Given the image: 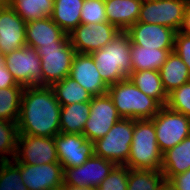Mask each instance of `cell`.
<instances>
[{
	"label": "cell",
	"instance_id": "6da1fadb",
	"mask_svg": "<svg viewBox=\"0 0 190 190\" xmlns=\"http://www.w3.org/2000/svg\"><path fill=\"white\" fill-rule=\"evenodd\" d=\"M61 104L51 86L25 87L17 121L18 135L54 137L60 133Z\"/></svg>",
	"mask_w": 190,
	"mask_h": 190
},
{
	"label": "cell",
	"instance_id": "7a4b0ae2",
	"mask_svg": "<svg viewBox=\"0 0 190 190\" xmlns=\"http://www.w3.org/2000/svg\"><path fill=\"white\" fill-rule=\"evenodd\" d=\"M130 51L129 35L121 32L102 49L91 53L101 78L108 86L127 79L132 73Z\"/></svg>",
	"mask_w": 190,
	"mask_h": 190
},
{
	"label": "cell",
	"instance_id": "3957f363",
	"mask_svg": "<svg viewBox=\"0 0 190 190\" xmlns=\"http://www.w3.org/2000/svg\"><path fill=\"white\" fill-rule=\"evenodd\" d=\"M107 93L124 119H152L162 107L154 98L144 94L129 78L109 86Z\"/></svg>",
	"mask_w": 190,
	"mask_h": 190
},
{
	"label": "cell",
	"instance_id": "277c9868",
	"mask_svg": "<svg viewBox=\"0 0 190 190\" xmlns=\"http://www.w3.org/2000/svg\"><path fill=\"white\" fill-rule=\"evenodd\" d=\"M163 153L160 151L154 123L151 119L134 120V132L129 158V169L161 170Z\"/></svg>",
	"mask_w": 190,
	"mask_h": 190
},
{
	"label": "cell",
	"instance_id": "5b68a950",
	"mask_svg": "<svg viewBox=\"0 0 190 190\" xmlns=\"http://www.w3.org/2000/svg\"><path fill=\"white\" fill-rule=\"evenodd\" d=\"M37 52L41 60L42 86H52L70 75L76 50L68 34L56 45L41 46Z\"/></svg>",
	"mask_w": 190,
	"mask_h": 190
},
{
	"label": "cell",
	"instance_id": "8992f818",
	"mask_svg": "<svg viewBox=\"0 0 190 190\" xmlns=\"http://www.w3.org/2000/svg\"><path fill=\"white\" fill-rule=\"evenodd\" d=\"M133 132L134 119L121 118L104 137L94 142V155L116 165H125L129 158Z\"/></svg>",
	"mask_w": 190,
	"mask_h": 190
},
{
	"label": "cell",
	"instance_id": "52a82bcc",
	"mask_svg": "<svg viewBox=\"0 0 190 190\" xmlns=\"http://www.w3.org/2000/svg\"><path fill=\"white\" fill-rule=\"evenodd\" d=\"M156 130V138L162 153L190 136V117L162 106L151 119Z\"/></svg>",
	"mask_w": 190,
	"mask_h": 190
},
{
	"label": "cell",
	"instance_id": "ba28073f",
	"mask_svg": "<svg viewBox=\"0 0 190 190\" xmlns=\"http://www.w3.org/2000/svg\"><path fill=\"white\" fill-rule=\"evenodd\" d=\"M189 0H143L137 22L159 24L179 31Z\"/></svg>",
	"mask_w": 190,
	"mask_h": 190
},
{
	"label": "cell",
	"instance_id": "9c48e42d",
	"mask_svg": "<svg viewBox=\"0 0 190 190\" xmlns=\"http://www.w3.org/2000/svg\"><path fill=\"white\" fill-rule=\"evenodd\" d=\"M8 71L24 87L42 86L41 60L38 52L27 45L4 55Z\"/></svg>",
	"mask_w": 190,
	"mask_h": 190
},
{
	"label": "cell",
	"instance_id": "30bf717a",
	"mask_svg": "<svg viewBox=\"0 0 190 190\" xmlns=\"http://www.w3.org/2000/svg\"><path fill=\"white\" fill-rule=\"evenodd\" d=\"M121 31L109 22L80 23L69 35L76 53L91 54L109 44Z\"/></svg>",
	"mask_w": 190,
	"mask_h": 190
},
{
	"label": "cell",
	"instance_id": "8fae6325",
	"mask_svg": "<svg viewBox=\"0 0 190 190\" xmlns=\"http://www.w3.org/2000/svg\"><path fill=\"white\" fill-rule=\"evenodd\" d=\"M120 119L121 117L108 93L93 96L83 135L87 140L95 142L104 137Z\"/></svg>",
	"mask_w": 190,
	"mask_h": 190
},
{
	"label": "cell",
	"instance_id": "7c38bea8",
	"mask_svg": "<svg viewBox=\"0 0 190 190\" xmlns=\"http://www.w3.org/2000/svg\"><path fill=\"white\" fill-rule=\"evenodd\" d=\"M116 164L93 155L78 167L65 168L63 186L69 188L98 187Z\"/></svg>",
	"mask_w": 190,
	"mask_h": 190
},
{
	"label": "cell",
	"instance_id": "4fadbf2b",
	"mask_svg": "<svg viewBox=\"0 0 190 190\" xmlns=\"http://www.w3.org/2000/svg\"><path fill=\"white\" fill-rule=\"evenodd\" d=\"M15 159L29 165L59 162L54 137L18 135Z\"/></svg>",
	"mask_w": 190,
	"mask_h": 190
},
{
	"label": "cell",
	"instance_id": "5bb4252c",
	"mask_svg": "<svg viewBox=\"0 0 190 190\" xmlns=\"http://www.w3.org/2000/svg\"><path fill=\"white\" fill-rule=\"evenodd\" d=\"M59 163L65 168L78 167L94 155V142L83 134L58 133L54 136Z\"/></svg>",
	"mask_w": 190,
	"mask_h": 190
},
{
	"label": "cell",
	"instance_id": "9a60e30c",
	"mask_svg": "<svg viewBox=\"0 0 190 190\" xmlns=\"http://www.w3.org/2000/svg\"><path fill=\"white\" fill-rule=\"evenodd\" d=\"M13 163L20 169L22 181L28 190H58L63 186L64 170L59 162L29 165L19 163L14 158Z\"/></svg>",
	"mask_w": 190,
	"mask_h": 190
},
{
	"label": "cell",
	"instance_id": "2e32d148",
	"mask_svg": "<svg viewBox=\"0 0 190 190\" xmlns=\"http://www.w3.org/2000/svg\"><path fill=\"white\" fill-rule=\"evenodd\" d=\"M125 32L134 45L144 48L174 49L176 31L169 27L136 22Z\"/></svg>",
	"mask_w": 190,
	"mask_h": 190
},
{
	"label": "cell",
	"instance_id": "e0dca14e",
	"mask_svg": "<svg viewBox=\"0 0 190 190\" xmlns=\"http://www.w3.org/2000/svg\"><path fill=\"white\" fill-rule=\"evenodd\" d=\"M26 22L9 6L0 5V50L3 55L26 46Z\"/></svg>",
	"mask_w": 190,
	"mask_h": 190
},
{
	"label": "cell",
	"instance_id": "ac0fdd59",
	"mask_svg": "<svg viewBox=\"0 0 190 190\" xmlns=\"http://www.w3.org/2000/svg\"><path fill=\"white\" fill-rule=\"evenodd\" d=\"M69 77L80 84L93 96L103 95L107 93L109 88L101 78L91 54H75Z\"/></svg>",
	"mask_w": 190,
	"mask_h": 190
},
{
	"label": "cell",
	"instance_id": "d6986e66",
	"mask_svg": "<svg viewBox=\"0 0 190 190\" xmlns=\"http://www.w3.org/2000/svg\"><path fill=\"white\" fill-rule=\"evenodd\" d=\"M66 35L51 17L26 23V45L36 50L41 46L56 45Z\"/></svg>",
	"mask_w": 190,
	"mask_h": 190
},
{
	"label": "cell",
	"instance_id": "ffe728a7",
	"mask_svg": "<svg viewBox=\"0 0 190 190\" xmlns=\"http://www.w3.org/2000/svg\"><path fill=\"white\" fill-rule=\"evenodd\" d=\"M143 0H109L105 2L107 20L121 32L138 21Z\"/></svg>",
	"mask_w": 190,
	"mask_h": 190
},
{
	"label": "cell",
	"instance_id": "44dd1931",
	"mask_svg": "<svg viewBox=\"0 0 190 190\" xmlns=\"http://www.w3.org/2000/svg\"><path fill=\"white\" fill-rule=\"evenodd\" d=\"M190 169V136L163 153L161 171L165 179L182 174Z\"/></svg>",
	"mask_w": 190,
	"mask_h": 190
},
{
	"label": "cell",
	"instance_id": "7402d4cb",
	"mask_svg": "<svg viewBox=\"0 0 190 190\" xmlns=\"http://www.w3.org/2000/svg\"><path fill=\"white\" fill-rule=\"evenodd\" d=\"M159 72L164 90L167 94L190 81V72L187 65L175 51L169 54Z\"/></svg>",
	"mask_w": 190,
	"mask_h": 190
},
{
	"label": "cell",
	"instance_id": "603a6c76",
	"mask_svg": "<svg viewBox=\"0 0 190 190\" xmlns=\"http://www.w3.org/2000/svg\"><path fill=\"white\" fill-rule=\"evenodd\" d=\"M174 49L144 48L131 43L132 71L156 70L159 71Z\"/></svg>",
	"mask_w": 190,
	"mask_h": 190
},
{
	"label": "cell",
	"instance_id": "cb8c5ba5",
	"mask_svg": "<svg viewBox=\"0 0 190 190\" xmlns=\"http://www.w3.org/2000/svg\"><path fill=\"white\" fill-rule=\"evenodd\" d=\"M84 0H54L51 19L70 34L81 23V8Z\"/></svg>",
	"mask_w": 190,
	"mask_h": 190
},
{
	"label": "cell",
	"instance_id": "d4e9b609",
	"mask_svg": "<svg viewBox=\"0 0 190 190\" xmlns=\"http://www.w3.org/2000/svg\"><path fill=\"white\" fill-rule=\"evenodd\" d=\"M128 78L146 95L166 106L168 94L164 90L160 72L156 70L132 71Z\"/></svg>",
	"mask_w": 190,
	"mask_h": 190
},
{
	"label": "cell",
	"instance_id": "484cf974",
	"mask_svg": "<svg viewBox=\"0 0 190 190\" xmlns=\"http://www.w3.org/2000/svg\"><path fill=\"white\" fill-rule=\"evenodd\" d=\"M90 102L73 103L61 106L60 132L83 134L89 118Z\"/></svg>",
	"mask_w": 190,
	"mask_h": 190
},
{
	"label": "cell",
	"instance_id": "4316f807",
	"mask_svg": "<svg viewBox=\"0 0 190 190\" xmlns=\"http://www.w3.org/2000/svg\"><path fill=\"white\" fill-rule=\"evenodd\" d=\"M8 5L28 23L50 17L54 0H9Z\"/></svg>",
	"mask_w": 190,
	"mask_h": 190
},
{
	"label": "cell",
	"instance_id": "83f0119b",
	"mask_svg": "<svg viewBox=\"0 0 190 190\" xmlns=\"http://www.w3.org/2000/svg\"><path fill=\"white\" fill-rule=\"evenodd\" d=\"M51 87L61 106L73 103L90 102L93 97L90 92L69 76L54 83Z\"/></svg>",
	"mask_w": 190,
	"mask_h": 190
},
{
	"label": "cell",
	"instance_id": "f1b7e54d",
	"mask_svg": "<svg viewBox=\"0 0 190 190\" xmlns=\"http://www.w3.org/2000/svg\"><path fill=\"white\" fill-rule=\"evenodd\" d=\"M24 86L0 89V119L17 122L20 114Z\"/></svg>",
	"mask_w": 190,
	"mask_h": 190
},
{
	"label": "cell",
	"instance_id": "f546056e",
	"mask_svg": "<svg viewBox=\"0 0 190 190\" xmlns=\"http://www.w3.org/2000/svg\"><path fill=\"white\" fill-rule=\"evenodd\" d=\"M164 179L161 170L129 169L127 190H160Z\"/></svg>",
	"mask_w": 190,
	"mask_h": 190
},
{
	"label": "cell",
	"instance_id": "4dcf8cb0",
	"mask_svg": "<svg viewBox=\"0 0 190 190\" xmlns=\"http://www.w3.org/2000/svg\"><path fill=\"white\" fill-rule=\"evenodd\" d=\"M17 139V122L0 119V162L11 161V159L13 160L15 158ZM10 156L11 159L9 158Z\"/></svg>",
	"mask_w": 190,
	"mask_h": 190
},
{
	"label": "cell",
	"instance_id": "1f68e13d",
	"mask_svg": "<svg viewBox=\"0 0 190 190\" xmlns=\"http://www.w3.org/2000/svg\"><path fill=\"white\" fill-rule=\"evenodd\" d=\"M0 190H28L12 161L0 162Z\"/></svg>",
	"mask_w": 190,
	"mask_h": 190
},
{
	"label": "cell",
	"instance_id": "d6a6232c",
	"mask_svg": "<svg viewBox=\"0 0 190 190\" xmlns=\"http://www.w3.org/2000/svg\"><path fill=\"white\" fill-rule=\"evenodd\" d=\"M169 109L190 117V81L168 94Z\"/></svg>",
	"mask_w": 190,
	"mask_h": 190
},
{
	"label": "cell",
	"instance_id": "836d02e7",
	"mask_svg": "<svg viewBox=\"0 0 190 190\" xmlns=\"http://www.w3.org/2000/svg\"><path fill=\"white\" fill-rule=\"evenodd\" d=\"M129 168L116 165L111 173L101 182L97 190H127Z\"/></svg>",
	"mask_w": 190,
	"mask_h": 190
},
{
	"label": "cell",
	"instance_id": "e575fe53",
	"mask_svg": "<svg viewBox=\"0 0 190 190\" xmlns=\"http://www.w3.org/2000/svg\"><path fill=\"white\" fill-rule=\"evenodd\" d=\"M108 22L105 3L98 0H84L81 8V23H101Z\"/></svg>",
	"mask_w": 190,
	"mask_h": 190
},
{
	"label": "cell",
	"instance_id": "d590c367",
	"mask_svg": "<svg viewBox=\"0 0 190 190\" xmlns=\"http://www.w3.org/2000/svg\"><path fill=\"white\" fill-rule=\"evenodd\" d=\"M174 51L187 65V68L190 72V36L179 31L176 32Z\"/></svg>",
	"mask_w": 190,
	"mask_h": 190
},
{
	"label": "cell",
	"instance_id": "8d00e7d4",
	"mask_svg": "<svg viewBox=\"0 0 190 190\" xmlns=\"http://www.w3.org/2000/svg\"><path fill=\"white\" fill-rule=\"evenodd\" d=\"M177 190H190V169L169 179Z\"/></svg>",
	"mask_w": 190,
	"mask_h": 190
},
{
	"label": "cell",
	"instance_id": "74e56055",
	"mask_svg": "<svg viewBox=\"0 0 190 190\" xmlns=\"http://www.w3.org/2000/svg\"><path fill=\"white\" fill-rule=\"evenodd\" d=\"M18 85L19 84L16 82L13 75L8 71L6 64L0 66V89Z\"/></svg>",
	"mask_w": 190,
	"mask_h": 190
},
{
	"label": "cell",
	"instance_id": "f35d334b",
	"mask_svg": "<svg viewBox=\"0 0 190 190\" xmlns=\"http://www.w3.org/2000/svg\"><path fill=\"white\" fill-rule=\"evenodd\" d=\"M179 32L190 36V0L185 8V14Z\"/></svg>",
	"mask_w": 190,
	"mask_h": 190
},
{
	"label": "cell",
	"instance_id": "ab89813d",
	"mask_svg": "<svg viewBox=\"0 0 190 190\" xmlns=\"http://www.w3.org/2000/svg\"><path fill=\"white\" fill-rule=\"evenodd\" d=\"M160 190H177L170 180L164 179L161 184Z\"/></svg>",
	"mask_w": 190,
	"mask_h": 190
},
{
	"label": "cell",
	"instance_id": "60d3db41",
	"mask_svg": "<svg viewBox=\"0 0 190 190\" xmlns=\"http://www.w3.org/2000/svg\"><path fill=\"white\" fill-rule=\"evenodd\" d=\"M58 190H97V188L96 187L69 188V187L62 186V188Z\"/></svg>",
	"mask_w": 190,
	"mask_h": 190
},
{
	"label": "cell",
	"instance_id": "b9f144b4",
	"mask_svg": "<svg viewBox=\"0 0 190 190\" xmlns=\"http://www.w3.org/2000/svg\"><path fill=\"white\" fill-rule=\"evenodd\" d=\"M4 65H5V58L2 51L0 50V66H4Z\"/></svg>",
	"mask_w": 190,
	"mask_h": 190
},
{
	"label": "cell",
	"instance_id": "7bdbcfd3",
	"mask_svg": "<svg viewBox=\"0 0 190 190\" xmlns=\"http://www.w3.org/2000/svg\"><path fill=\"white\" fill-rule=\"evenodd\" d=\"M9 0H0V5H8Z\"/></svg>",
	"mask_w": 190,
	"mask_h": 190
},
{
	"label": "cell",
	"instance_id": "ee69618b",
	"mask_svg": "<svg viewBox=\"0 0 190 190\" xmlns=\"http://www.w3.org/2000/svg\"><path fill=\"white\" fill-rule=\"evenodd\" d=\"M98 1L105 3V2H107L109 0H98Z\"/></svg>",
	"mask_w": 190,
	"mask_h": 190
}]
</instances>
